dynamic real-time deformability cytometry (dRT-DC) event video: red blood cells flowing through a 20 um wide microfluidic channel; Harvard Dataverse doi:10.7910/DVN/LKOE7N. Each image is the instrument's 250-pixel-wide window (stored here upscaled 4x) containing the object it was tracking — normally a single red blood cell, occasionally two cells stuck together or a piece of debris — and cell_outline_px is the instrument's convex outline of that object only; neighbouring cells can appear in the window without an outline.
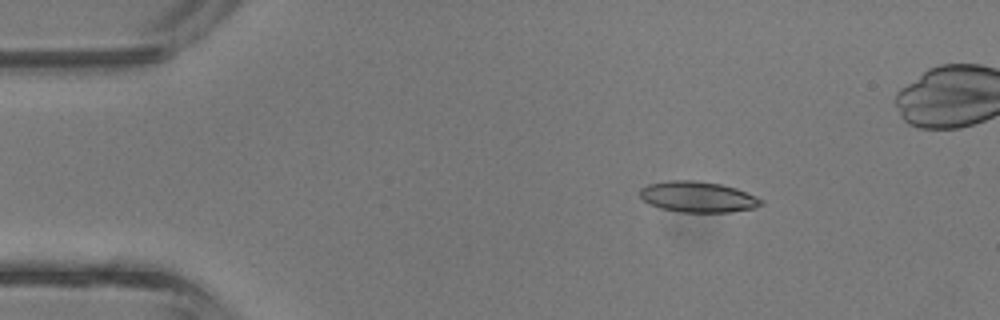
{"species": "common noctule bat (a hibernating species)", "species_latin": "Nyctalus noctula", "temperature_condition": "room temperature", "stored_images_in_passage": 36, "camera_frame_rate_fps": 3000, "um_per_image_px": 0.085, "animal": {"sex": "male", "body_mass_g": 13.3}, "frame": {"image": 1, "passage_image": 1, "time_ms": 0.0, "image_size_px": [1000, 320], "cell_outline_px": [[764, 204], [756, 208], [732, 212], [680, 212], [660, 208], [648, 204], [640, 196], [640, 188], [648, 184], [668, 180], [696, 180], [720, 184], [736, 188], [764, 200]], "centroid_in_image_um": [59.32, 16.74], "position_along_channel_um": 25.7, "area_um2": 21.96}}
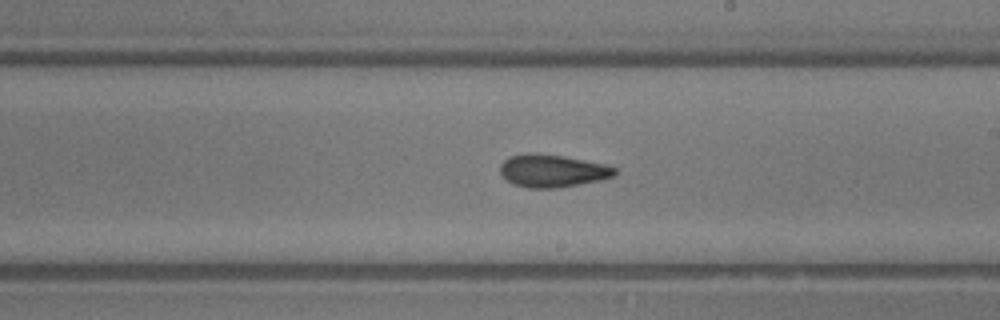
{"frame": {"image": 2, "passage_image": 18, "time_ms": 5.667, "image_size_px": [1000, 320], "cell_outline_px": [[616, 172], [612, 176], [600, 180], [580, 184], [556, 188], [528, 188], [512, 184], [500, 172], [500, 164], [508, 156], [528, 152], [536, 152], [608, 164], [616, 168]], "centroid_in_image_um": [46.93, 14.51], "position_along_channel_um": 242.1, "area_um2": 21.91}}
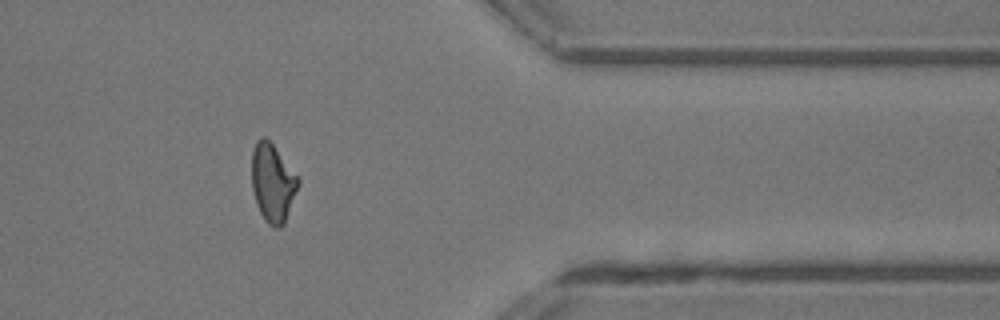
{"frame": {"image": 3, "passage_image": 28, "time_ms": 9.0, "image_size_px": [1000, 320], "cell_outline_px": [[300, 184], [284, 224], [280, 228], [276, 228], [268, 224], [264, 220], [256, 204], [252, 188], [252, 152], [256, 140], [260, 136], [264, 136], [272, 144], [300, 176]], "centroid_in_image_um": [23.19, 15.54], "position_along_channel_um": 388.2, "area_um2": 21.5}, "authors_computed_cell_mechanics": {"area_um2": 21.2415, "velocity_mm_per_s": 4.9825, "shape_relaxation_time_tau1_ms": 8.043, "shape_relaxation_time_tau2_ms": 2.7022, "deformation_change_tau1": 0.2192, "deformation_change_tau2": 0.1146}}